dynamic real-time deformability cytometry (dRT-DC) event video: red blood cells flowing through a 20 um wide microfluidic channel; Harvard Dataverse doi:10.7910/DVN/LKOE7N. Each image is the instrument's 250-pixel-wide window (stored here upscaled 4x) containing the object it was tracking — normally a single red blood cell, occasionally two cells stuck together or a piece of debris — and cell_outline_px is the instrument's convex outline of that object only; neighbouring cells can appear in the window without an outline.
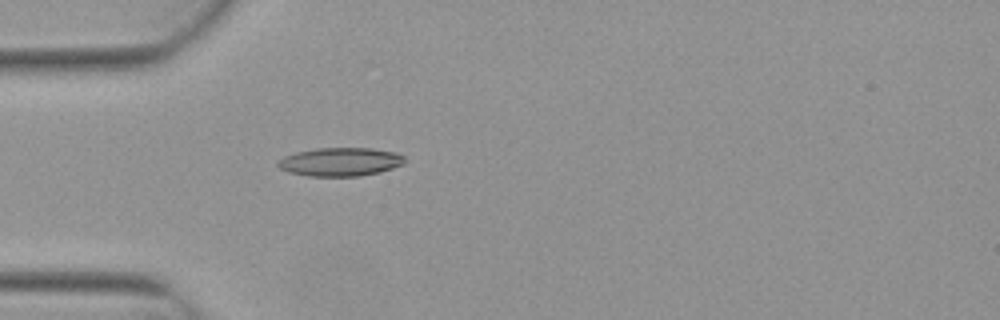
{"species": "Egyptian fruit bat (a non-hibernating species)", "species_latin": "Rousettus aegyptiacus", "temperature_condition": "warm", "stored_images_in_passage": 4, "camera_frame_rate_fps": 3000, "um_per_image_px": 0.085, "animal": {"sex": "female"}, "frame": {"image": 1, "passage_image": 4, "time_ms": 1.0, "image_size_px": [1000, 320], "cell_outline_px": [[404, 164], [380, 172], [360, 176], [308, 176], [288, 172], [280, 168], [276, 164], [284, 156], [296, 152], [316, 148], [372, 148], [396, 152], [404, 156]], "centroid_in_image_um": [28.93, 13.75], "position_along_channel_um": 56.1, "area_um2": 21.1}}